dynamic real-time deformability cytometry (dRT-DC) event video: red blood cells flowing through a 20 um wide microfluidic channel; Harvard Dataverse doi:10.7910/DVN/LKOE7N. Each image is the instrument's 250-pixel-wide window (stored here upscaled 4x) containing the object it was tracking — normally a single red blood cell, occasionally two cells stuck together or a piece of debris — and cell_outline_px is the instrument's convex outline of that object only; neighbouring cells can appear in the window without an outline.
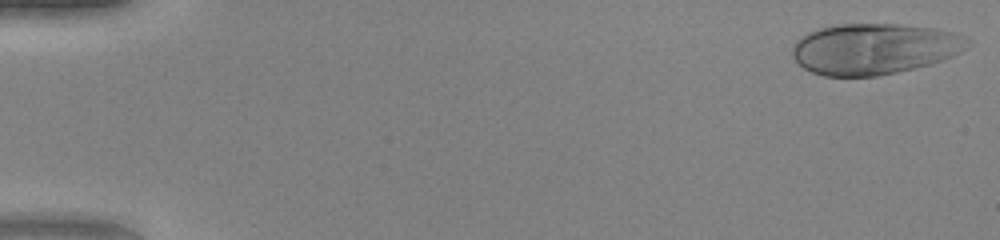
{"species": "human", "species_latin": "Homo sapiens", "temperature_condition": "warm", "stored_images_in_passage": 49, "camera_frame_rate_fps": 3000, "um_per_image_px": 0.085, "donor": {"sex": "female"}, "frame": {"image": 1, "passage_image": 1, "time_ms": 0.0, "image_size_px": [1000, 240], "cell_outline_px": [[972, 44], [960, 52], [952, 56], [928, 64], [896, 72], [876, 76], [824, 76], [812, 72], [804, 68], [792, 56], [792, 48], [796, 40], [808, 32], [820, 28], [836, 24], [896, 24], [936, 28], [952, 32], [964, 36], [972, 40]], "centroid_in_image_um": [74.31, 4.14], "position_along_channel_um": 10.7, "area_um2": 51.96}}
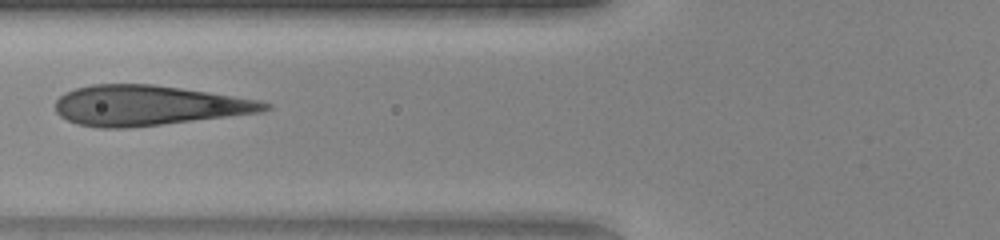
{"frame": {"image": 2, "passage_image": 20, "time_ms": 6.333, "image_size_px": [1000, 240], "cell_outline_px": [[272, 108], [260, 112], [228, 116], [128, 128], [100, 128], [76, 124], [60, 116], [56, 112], [56, 100], [64, 92], [76, 88], [92, 84], [152, 84], [208, 92], [260, 100], [272, 104]], "centroid_in_image_um": [12.58, 8.96], "position_along_channel_um": 113.2, "area_um2": 48.73}}
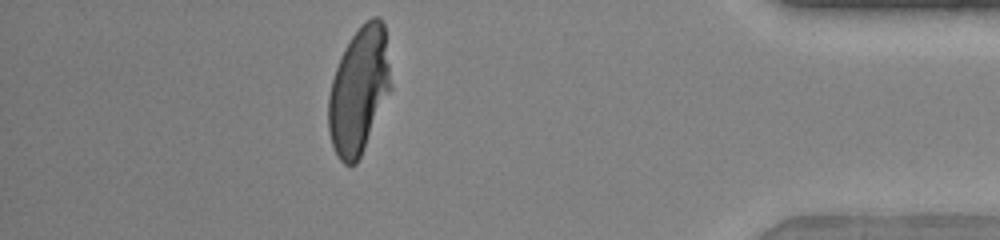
{"frame": {"image": 3, "passage_image": 44, "time_ms": 14.333, "image_size_px": [1000, 240], "cell_outline_px": [[392, 88], [364, 148], [356, 164], [344, 164], [340, 160], [332, 144], [328, 132], [328, 96], [332, 80], [336, 68], [344, 48], [352, 36], [372, 16], [380, 16], [384, 24], [392, 84]], "centroid_in_image_um": [30.51, 7.68], "position_along_channel_um": 404.7, "area_um2": 45.72}, "authors_computed_cell_mechanics": {"area_um2": 49.3034, "velocity_mm_per_s": 4.1297, "shape_relaxation_time_tau1_ms": 5.4402, "shape_relaxation_time_tau2_ms": null, "deformation_change_tau1": 0.2859, "deformation_change_tau2": null}}